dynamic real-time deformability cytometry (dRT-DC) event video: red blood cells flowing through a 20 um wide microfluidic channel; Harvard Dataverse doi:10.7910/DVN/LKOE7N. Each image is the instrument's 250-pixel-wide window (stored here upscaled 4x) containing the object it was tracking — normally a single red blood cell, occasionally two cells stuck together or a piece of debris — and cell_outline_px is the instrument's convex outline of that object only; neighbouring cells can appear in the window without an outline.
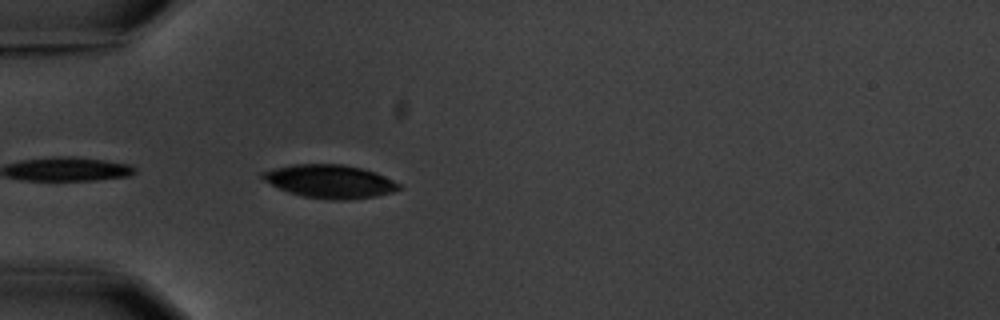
{"species": "common noctule bat (a hibernating species)", "species_latin": "Nyctalus noctula", "temperature_condition": "warm", "stored_images_in_passage": 5, "camera_frame_rate_fps": 3000, "um_per_image_px": 0.085, "animal": {"sex": "male", "body_mass_g": 20.1, "forearm_length_mm": 53.5}, "frame": {"image": 1, "passage_image": 5, "time_ms": 5.667, "image_size_px": [1000, 320], "cell_outline_px": [[404, 188], [392, 192], [376, 196], [344, 200], [332, 200], [304, 196], [288, 192], [264, 180], [260, 176], [260, 172], [272, 168], [292, 164], [340, 164], [360, 168], [376, 172], [400, 184]], "centroid_in_image_um": [28.03, 15.41], "position_along_channel_um": 57.0, "area_um2": 26.41}}